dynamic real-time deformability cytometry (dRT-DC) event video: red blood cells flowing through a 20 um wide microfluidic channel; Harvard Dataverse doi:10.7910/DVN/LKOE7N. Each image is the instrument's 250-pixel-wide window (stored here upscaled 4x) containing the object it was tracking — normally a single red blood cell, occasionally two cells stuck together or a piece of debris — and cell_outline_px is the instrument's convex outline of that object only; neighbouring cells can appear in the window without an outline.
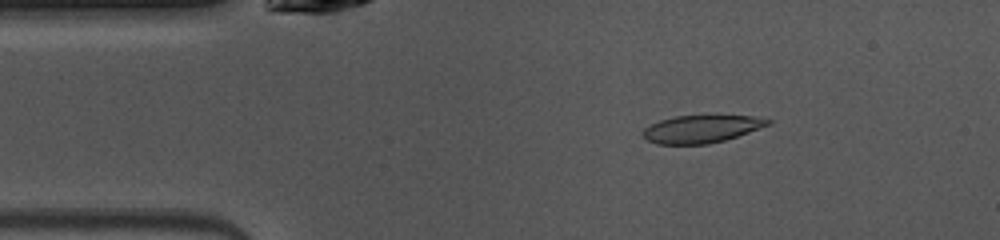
{"species": "common noctule bat (a hibernating species)", "species_latin": "Nyctalus noctula", "temperature_condition": "warm", "stored_images_in_passage": 47, "camera_frame_rate_fps": 3000, "um_per_image_px": 0.085, "animal": {"sex": "female", "body_mass_g": 10.0, "forearm_length_mm": 53.1}, "frame": {"image": 1, "passage_image": 7, "time_ms": 2.0, "image_size_px": [1000, 240], "cell_outline_px": [[772, 124], [724, 140], [708, 144], [656, 144], [648, 140], [640, 132], [644, 128], [660, 120], [676, 116], [752, 116], [772, 120]], "centroid_in_image_um": [59.6, 10.96], "position_along_channel_um": 25.4, "area_um2": 19.88}}
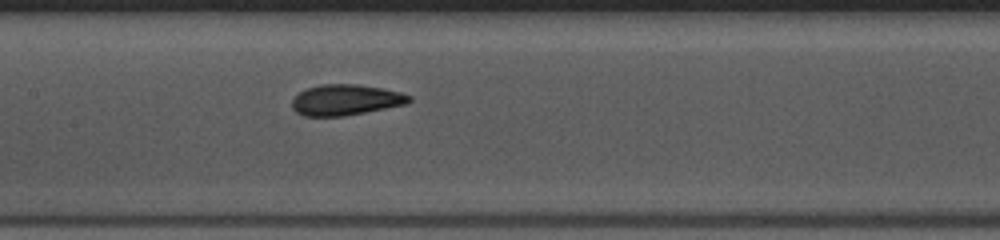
{"frame": {"image": 2, "passage_image": 21, "time_ms": 6.667, "image_size_px": [1000, 240], "cell_outline_px": [[412, 100], [408, 104], [344, 116], [304, 116], [296, 112], [292, 108], [292, 100], [300, 92], [308, 88], [320, 84], [356, 84], [384, 88], [400, 92], [412, 96]], "centroid_in_image_um": [29.42, 8.49], "position_along_channel_um": 178.0, "area_um2": 21.1}}
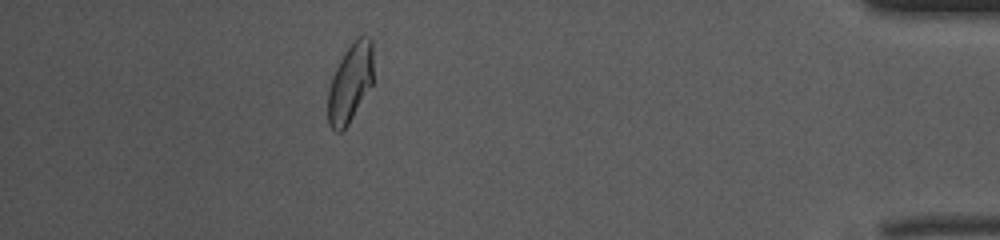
{"frame": {"image": 3, "passage_image": 42, "time_ms": 13.667, "image_size_px": [1000, 240], "cell_outline_px": [[372, 84], [348, 124], [340, 132], [336, 132], [328, 124], [328, 88], [332, 76], [340, 60], [356, 36], [368, 36], [372, 40]], "centroid_in_image_um": [29.76, 7.04], "position_along_channel_um": 405.4, "area_um2": 20.58}, "authors_computed_cell_mechanics": {"area_um2": 21.0392, "velocity_mm_per_s": 4.0684, "shape_relaxation_time_tau1_ms": 3.4548, "shape_relaxation_time_tau2_ms": 1.5282, "deformation_change_tau1": 0.131, "deformation_change_tau2": 0.0626}}